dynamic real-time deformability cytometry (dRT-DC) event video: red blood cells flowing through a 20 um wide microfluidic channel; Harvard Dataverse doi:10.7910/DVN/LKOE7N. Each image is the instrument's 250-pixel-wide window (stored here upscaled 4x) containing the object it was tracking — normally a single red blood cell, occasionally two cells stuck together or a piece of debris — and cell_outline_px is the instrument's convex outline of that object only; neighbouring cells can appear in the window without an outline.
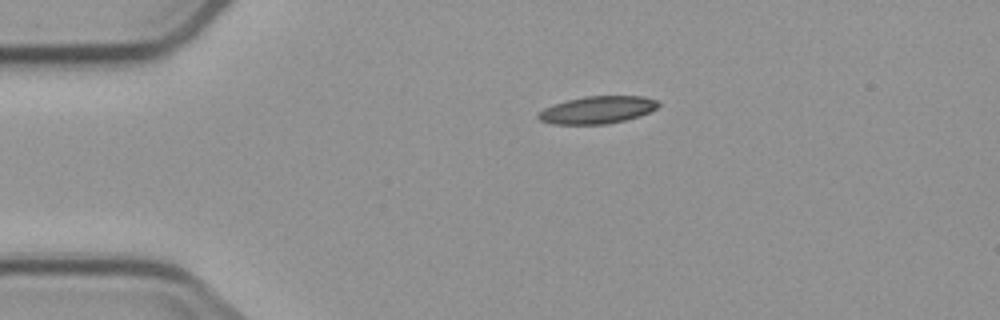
{"species": "common noctule bat (a hibernating species)", "species_latin": "Nyctalus noctula", "temperature_condition": "cold", "stored_images_in_passage": 4, "camera_frame_rate_fps": 3000, "um_per_image_px": 0.085, "animal": {"sex": "male", "body_mass_g": 23.1, "forearm_length_mm": 52.7}, "frame": {"image": 1, "passage_image": 1, "time_ms": 0.0, "image_size_px": [1000, 320], "cell_outline_px": [[660, 104], [656, 108], [640, 116], [608, 124], [552, 124], [540, 120], [536, 116], [544, 108], [568, 100], [584, 96], [644, 96], [656, 100]], "centroid_in_image_um": [50.78, 9.34], "position_along_channel_um": 34.2, "area_um2": 19.02}}
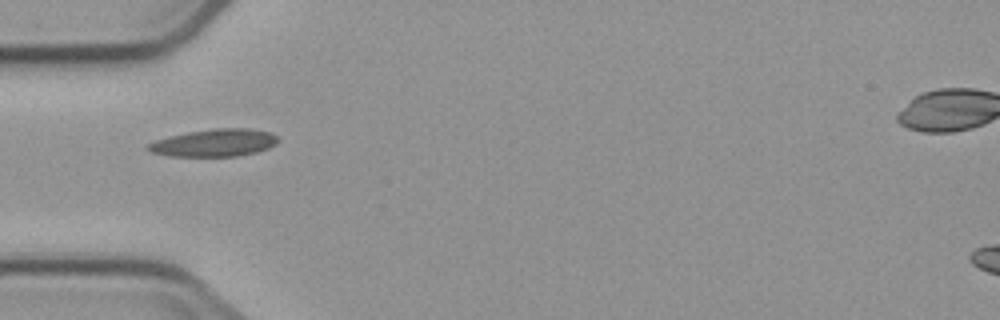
{"frame": {"image": 2, "passage_image": 3, "time_ms": 2.0, "image_size_px": [1000, 320], "cell_outline_px": [[280, 140], [276, 144], [268, 148], [256, 152], [236, 156], [168, 156], [148, 152], [144, 148], [148, 144], [156, 140], [168, 136], [188, 132], [212, 128], [252, 128], [272, 132]], "centroid_in_image_um": [18.21, 12.13], "position_along_channel_um": 66.8, "area_um2": 21.1}}
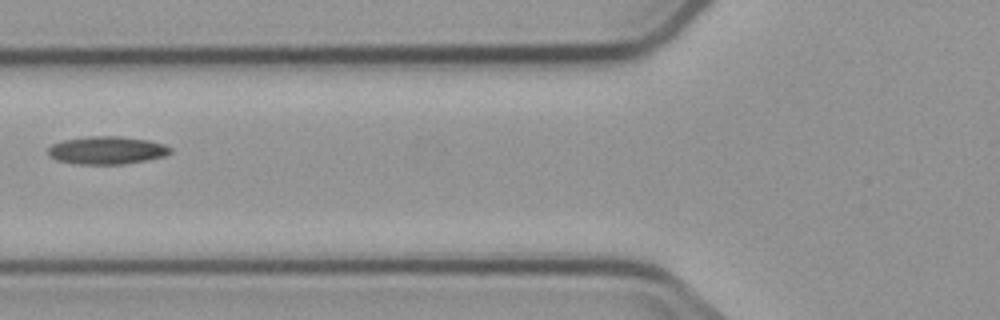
{"frame": {"image": 3, "passage_image": 4, "time_ms": 3.333, "image_size_px": [1000, 320], "cell_outline_px": [[172, 152], [164, 156], [148, 160], [124, 164], [72, 164], [56, 160], [48, 156], [48, 148], [52, 144], [64, 140], [88, 136], [120, 136], [148, 140], [164, 144], [172, 148]], "centroid_in_image_um": [9.07, 12.78], "position_along_channel_um": 116.7, "area_um2": 20.06}}